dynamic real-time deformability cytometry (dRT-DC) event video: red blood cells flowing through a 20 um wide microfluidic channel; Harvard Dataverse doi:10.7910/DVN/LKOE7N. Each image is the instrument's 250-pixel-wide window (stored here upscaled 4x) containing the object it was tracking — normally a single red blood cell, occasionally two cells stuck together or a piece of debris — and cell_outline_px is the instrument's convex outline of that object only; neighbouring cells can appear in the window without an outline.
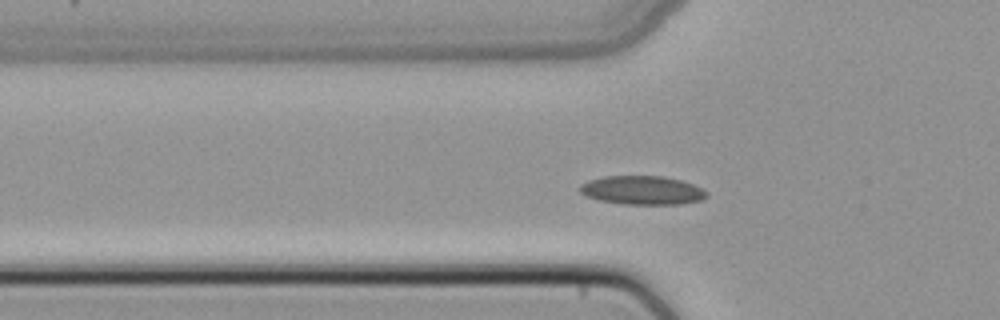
{"species": "common noctule bat (a hibernating species)", "species_latin": "Nyctalus noctula", "temperature_condition": "cold", "stored_images_in_passage": 46, "camera_frame_rate_fps": 3000, "um_per_image_px": 0.085, "animal": {"sex": "female", "body_mass_g": 22.7, "forearm_length_mm": 54.2}, "frame": {"image": 1, "passage_image": 12, "time_ms": 3.667, "image_size_px": [1000, 320], "cell_outline_px": [[708, 196], [700, 200], [680, 204], [624, 204], [600, 200], [588, 196], [580, 192], [580, 184], [588, 180], [604, 176], [664, 176], [680, 180], [692, 184], [708, 192]], "centroid_in_image_um": [54.59, 16.16], "position_along_channel_um": 71.2, "area_um2": 21.1}}
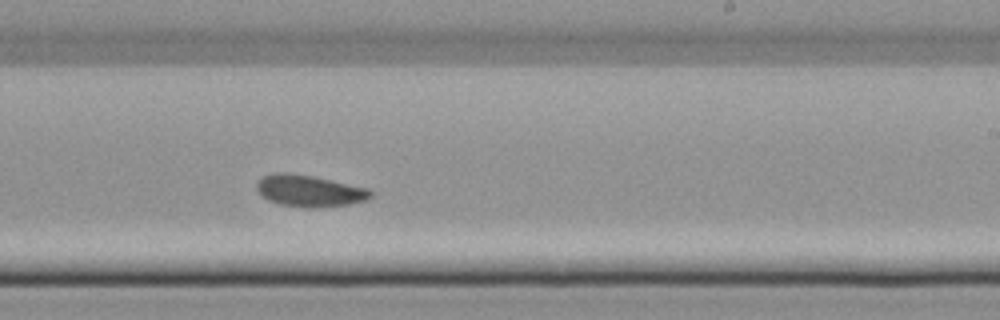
{"frame": {"image": 2, "passage_image": 26, "time_ms": 8.333, "image_size_px": [1000, 320], "cell_outline_px": [[372, 196], [364, 200], [348, 204], [316, 208], [304, 208], [280, 204], [268, 200], [256, 188], [256, 180], [260, 176], [272, 172], [288, 172], [312, 176], [368, 188], [372, 192]], "centroid_in_image_um": [26.24, 16.21], "position_along_channel_um": 262.8, "area_um2": 21.1}}
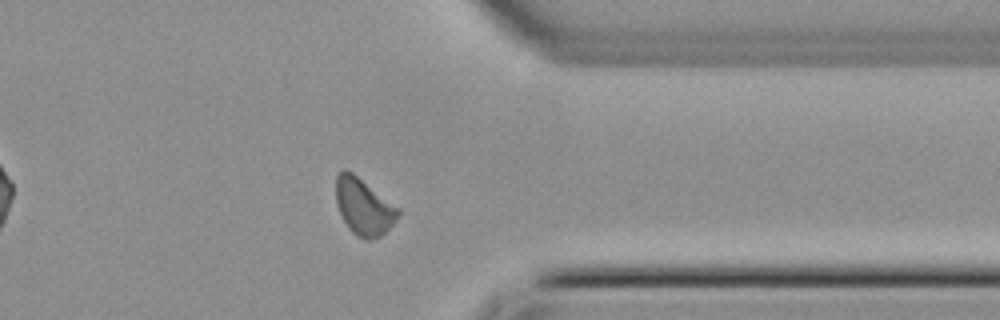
{"frame": {"image": 3, "passage_image": 35, "time_ms": 11.333, "image_size_px": [1000, 320], "cell_outline_px": [[400, 212], [396, 220], [380, 236], [368, 240], [364, 240], [356, 236], [348, 228], [336, 204], [336, 176], [344, 168], [352, 172], [400, 208]], "centroid_in_image_um": [30.91, 17.57], "position_along_channel_um": 380.5, "area_um2": 20.4}}